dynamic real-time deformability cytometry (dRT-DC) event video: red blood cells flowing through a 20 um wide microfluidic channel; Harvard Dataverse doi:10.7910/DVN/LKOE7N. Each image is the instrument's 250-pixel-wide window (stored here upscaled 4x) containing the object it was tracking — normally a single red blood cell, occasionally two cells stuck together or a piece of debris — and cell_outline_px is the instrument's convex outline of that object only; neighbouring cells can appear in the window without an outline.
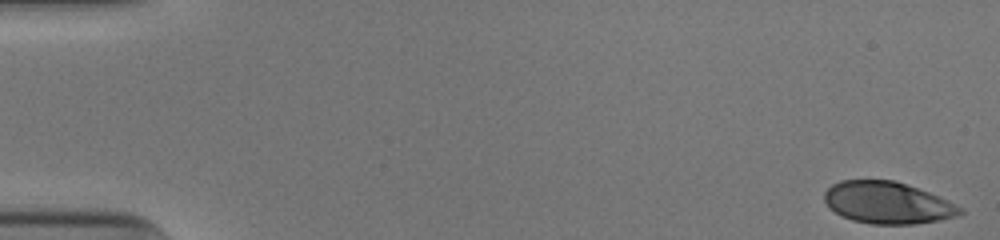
{"species": "human", "species_latin": "Homo sapiens", "temperature_condition": "cold", "stored_images_in_passage": 11, "camera_frame_rate_fps": 3000, "um_per_image_px": 0.085, "donor": {"sex": "male"}, "frame": {"image": 1, "passage_image": 1, "time_ms": 0.0, "image_size_px": [1000, 240], "cell_outline_px": [[964, 212], [956, 216], [940, 220], [916, 224], [872, 224], [852, 220], [828, 208], [824, 200], [824, 192], [832, 184], [840, 180], [892, 180], [928, 192], [964, 208]], "centroid_in_image_um": [75.42, 17.24], "position_along_channel_um": 9.6, "area_um2": 32.95}}